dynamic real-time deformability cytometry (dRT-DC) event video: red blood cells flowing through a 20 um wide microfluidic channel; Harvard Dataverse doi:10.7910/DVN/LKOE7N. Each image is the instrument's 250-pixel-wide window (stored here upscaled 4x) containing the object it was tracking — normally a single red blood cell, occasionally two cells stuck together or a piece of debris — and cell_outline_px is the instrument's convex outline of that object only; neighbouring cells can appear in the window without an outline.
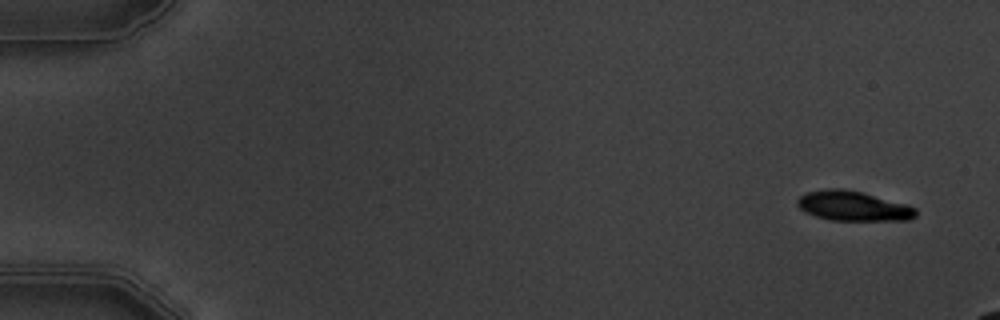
{"species": "common noctule bat (a hibernating species)", "species_latin": "Nyctalus noctula", "temperature_condition": "warm", "stored_images_in_passage": 5, "camera_frame_rate_fps": 3000, "um_per_image_px": 0.085, "animal": {"sex": "male", "body_mass_g": 19.5, "forearm_length_mm": 54.6}, "frame": {"image": 1, "passage_image": 1, "time_ms": 0.0, "image_size_px": [1000, 320], "cell_outline_px": [[916, 216], [908, 220], [832, 220], [816, 216], [804, 212], [796, 204], [796, 200], [800, 196], [808, 192], [828, 188], [844, 188], [864, 192], [908, 204], [916, 208]], "centroid_in_image_um": [72.53, 17.5], "position_along_channel_um": 12.5, "area_um2": 20.75}}
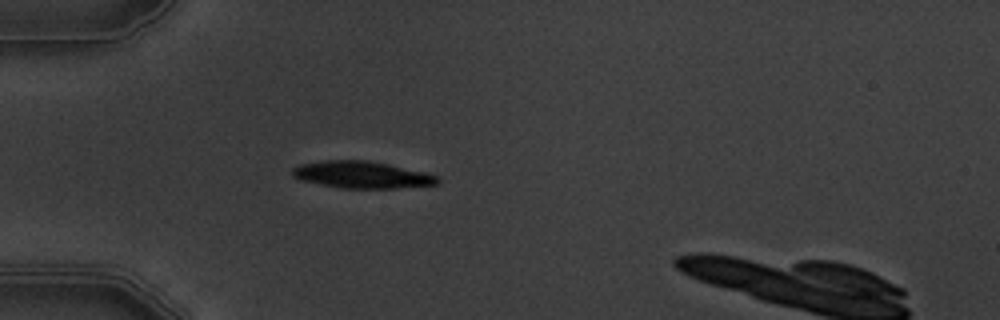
{"frame": {"image": 2, "passage_image": 5, "time_ms": 4.667, "image_size_px": [1000, 320], "cell_outline_px": [[440, 180], [436, 184], [396, 188], [344, 188], [300, 180], [292, 176], [292, 168], [300, 164], [324, 160], [368, 160], [428, 172], [436, 176]], "centroid_in_image_um": [30.75, 14.84], "position_along_channel_um": 54.2, "area_um2": 22.72}}